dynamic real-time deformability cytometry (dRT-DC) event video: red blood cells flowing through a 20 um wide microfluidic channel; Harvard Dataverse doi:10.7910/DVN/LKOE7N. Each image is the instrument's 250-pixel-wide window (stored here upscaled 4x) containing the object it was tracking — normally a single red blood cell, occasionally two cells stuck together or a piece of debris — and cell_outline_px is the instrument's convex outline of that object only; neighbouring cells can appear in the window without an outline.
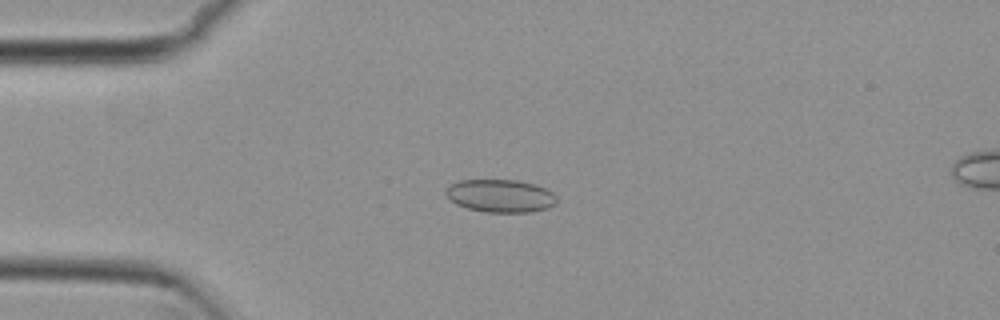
{"species": "common noctule bat (a hibernating species)", "species_latin": "Nyctalus noctula", "temperature_condition": "cold", "stored_images_in_passage": 53, "camera_frame_rate_fps": 3000, "um_per_image_px": 0.085, "animal": {"sex": "female", "body_mass_g": 29.2, "forearm_length_mm": 56.3}, "frame": {"image": 1, "passage_image": 13, "time_ms": 4.0, "image_size_px": [1000, 320], "cell_outline_px": [[556, 204], [548, 208], [532, 212], [484, 212], [468, 208], [456, 204], [444, 192], [448, 184], [460, 180], [516, 180], [536, 184], [552, 192], [556, 196]], "centroid_in_image_um": [42.53, 16.64], "position_along_channel_um": 42.5, "area_um2": 21.33}}
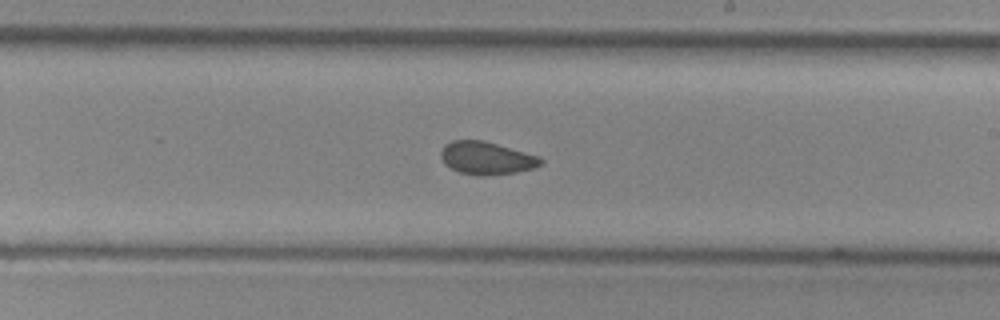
{"frame": {"image": 2, "passage_image": 31, "time_ms": 10.0, "image_size_px": [1000, 320], "cell_outline_px": [[544, 160], [536, 168], [516, 172], [488, 176], [480, 176], [460, 172], [444, 164], [440, 156], [440, 152], [444, 144], [452, 140], [484, 140], [540, 156]], "centroid_in_image_um": [41.36, 13.43], "position_along_channel_um": 247.6, "area_um2": 19.31}}
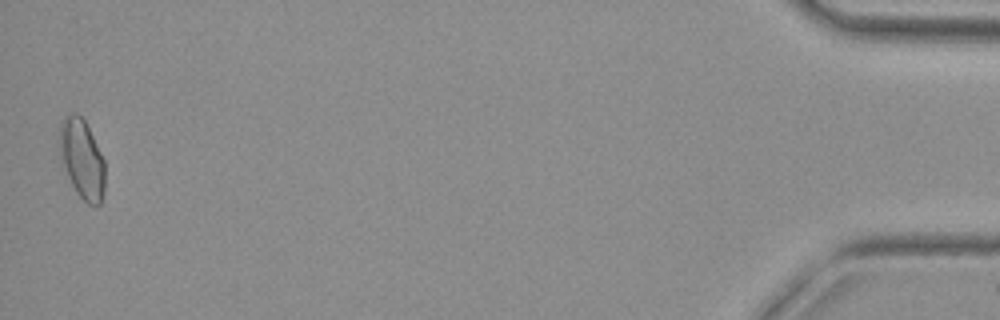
{"frame": {"image": 3, "passage_image": 53, "time_ms": 17.333, "image_size_px": [1000, 320], "cell_outline_px": [[104, 192], [100, 204], [88, 204], [76, 192], [60, 164], [56, 140], [64, 116], [72, 112], [76, 112], [84, 120], [104, 160]], "centroid_in_image_um": [6.9, 13.49], "position_along_channel_um": 428.3, "area_um2": 21.39}}